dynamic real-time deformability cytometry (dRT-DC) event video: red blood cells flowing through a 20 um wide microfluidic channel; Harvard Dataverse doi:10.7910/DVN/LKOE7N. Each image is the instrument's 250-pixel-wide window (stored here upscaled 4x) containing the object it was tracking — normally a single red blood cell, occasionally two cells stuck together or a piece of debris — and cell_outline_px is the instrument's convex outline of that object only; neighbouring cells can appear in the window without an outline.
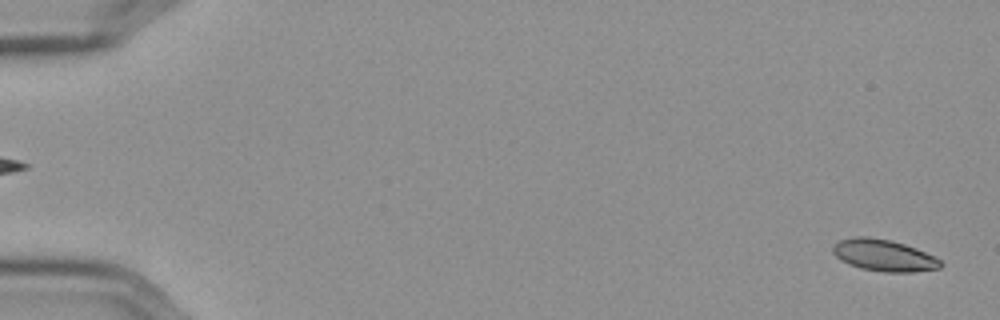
{"species": "Egyptian fruit bat (a non-hibernating species)", "species_latin": "Rousettus aegyptiacus", "temperature_condition": "cold", "stored_images_in_passage": 57, "camera_frame_rate_fps": 3000, "um_per_image_px": 0.085, "frame": {"image": 1, "passage_image": 2, "time_ms": 0.333, "image_size_px": [1000, 320], "cell_outline_px": [[944, 264], [940, 268], [912, 272], [884, 272], [860, 268], [848, 264], [840, 260], [832, 252], [832, 244], [836, 240], [852, 236], [868, 236], [892, 240], [916, 248], [940, 260]], "centroid_in_image_um": [75.06, 21.68], "position_along_channel_um": 9.9, "area_um2": 20.17}}
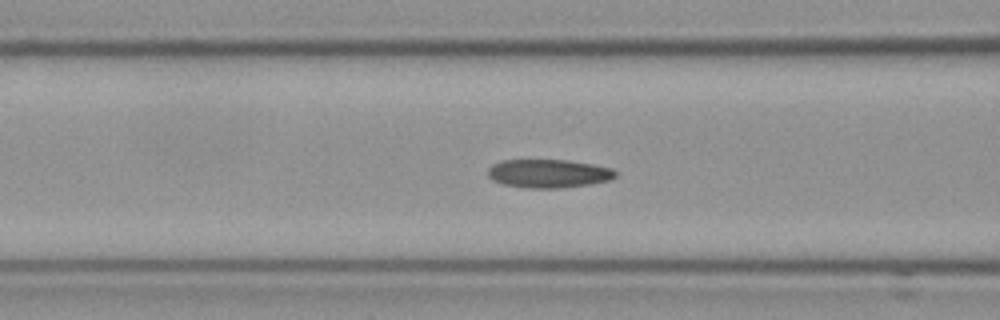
{"frame": {"image": 2, "passage_image": 24, "time_ms": 7.667, "image_size_px": [1000, 320], "cell_outline_px": [[616, 176], [612, 180], [588, 184], [560, 188], [528, 188], [504, 184], [492, 180], [488, 176], [488, 168], [492, 164], [504, 160], [568, 160], [592, 164], [612, 168], [616, 172]], "centroid_in_image_um": [46.63, 14.75], "position_along_channel_um": 120.0, "area_um2": 21.15}}
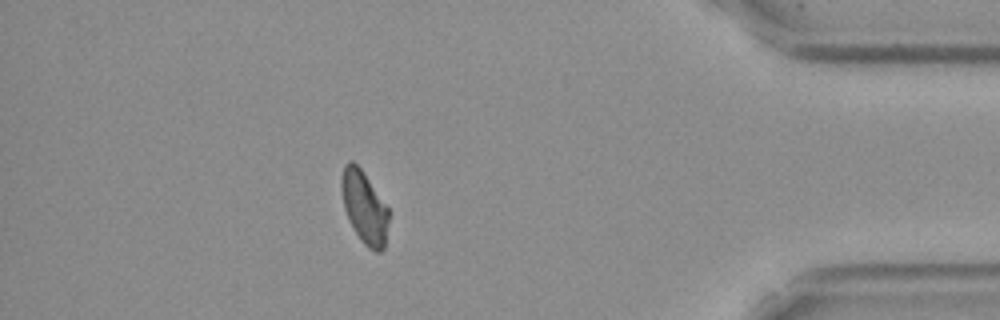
{"frame": {"image": 3, "passage_image": 51, "time_ms": 16.667, "image_size_px": [1000, 320], "cell_outline_px": [[388, 220], [384, 248], [380, 252], [376, 252], [368, 248], [360, 240], [348, 220], [344, 208], [340, 188], [340, 180], [344, 164], [348, 160], [352, 160], [360, 168], [388, 208]], "centroid_in_image_um": [30.93, 17.62], "position_along_channel_um": 404.3, "area_um2": 19.88}, "authors_computed_cell_mechanics": {"area_um2": 20.4612, "velocity_mm_per_s": 3.5915, "shape_relaxation_time_tau1_ms": null, "shape_relaxation_time_tau2_ms": 3.6277, "deformation_change_tau1": null, "deformation_change_tau2": 0.0755}}